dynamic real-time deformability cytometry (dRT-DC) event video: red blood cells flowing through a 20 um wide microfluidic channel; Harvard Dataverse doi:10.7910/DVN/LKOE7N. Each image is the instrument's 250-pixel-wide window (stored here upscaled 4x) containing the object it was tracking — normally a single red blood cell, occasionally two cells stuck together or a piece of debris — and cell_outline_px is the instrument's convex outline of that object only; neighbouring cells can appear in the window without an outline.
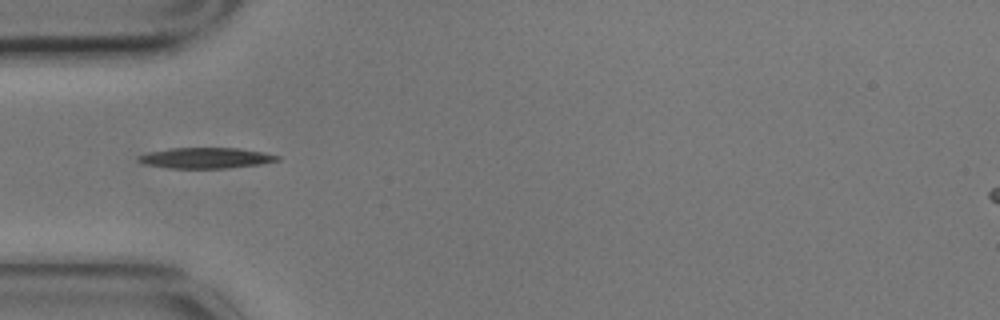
{"species": "common noctule bat (a hibernating species)", "species_latin": "Nyctalus noctula", "temperature_condition": "cold", "stored_images_in_passage": 6, "camera_frame_rate_fps": 3000, "um_per_image_px": 0.085, "animal": {"sex": "male", "body_mass_g": 17.9}, "frame": {"image": 1, "passage_image": 2, "time_ms": 0.333, "image_size_px": [1000, 320], "cell_outline_px": [[280, 160], [260, 164], [228, 168], [168, 168], [144, 164], [136, 160], [136, 156], [148, 152], [172, 148], [240, 148], [264, 152], [280, 156]], "centroid_in_image_um": [17.48, 13.42], "position_along_channel_um": 67.5, "area_um2": 16.88}}